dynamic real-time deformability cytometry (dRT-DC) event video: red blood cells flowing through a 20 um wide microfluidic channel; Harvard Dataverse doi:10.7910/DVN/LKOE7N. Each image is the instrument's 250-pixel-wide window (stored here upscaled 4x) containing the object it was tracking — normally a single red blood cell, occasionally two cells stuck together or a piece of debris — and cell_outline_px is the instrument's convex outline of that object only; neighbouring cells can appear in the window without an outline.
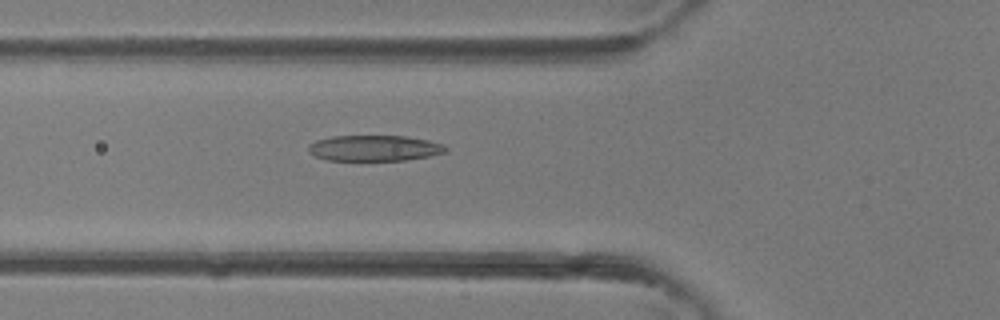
{"species": "common noctule bat (a hibernating species)", "species_latin": "Nyctalus noctula", "temperature_condition": "room temperature", "stored_images_in_passage": 39, "camera_frame_rate_fps": 3000, "um_per_image_px": 0.085, "animal": {"sex": "female"}, "frame": {"image": 1, "passage_image": 14, "time_ms": 4.333, "image_size_px": [1000, 320], "cell_outline_px": [[448, 152], [428, 156], [404, 160], [328, 160], [316, 156], [308, 152], [308, 144], [316, 140], [332, 136], [408, 136], [428, 140], [444, 144], [448, 148]], "centroid_in_image_um": [31.84, 12.58], "position_along_channel_um": 94.0, "area_um2": 20.69}}
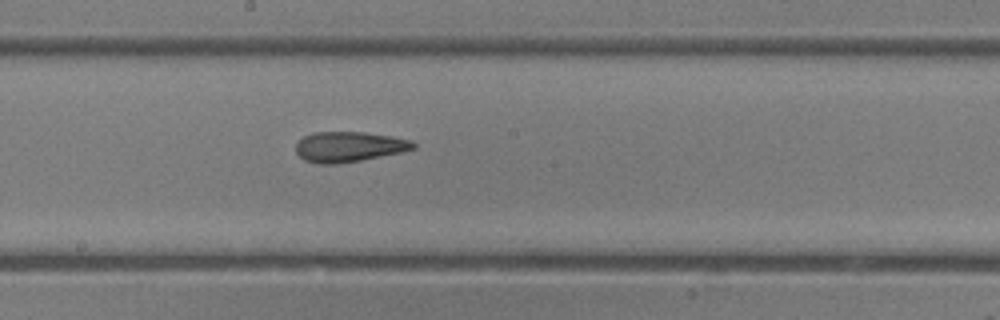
{"frame": {"image": 2, "passage_image": 21, "time_ms": 6.667, "image_size_px": [1000, 320], "cell_outline_px": [[416, 148], [400, 152], [360, 160], [336, 164], [316, 164], [304, 160], [296, 152], [296, 144], [304, 136], [312, 132], [364, 132], [392, 136], [412, 140], [416, 144]], "centroid_in_image_um": [29.65, 12.47], "position_along_channel_um": 218.6, "area_um2": 20.69}}
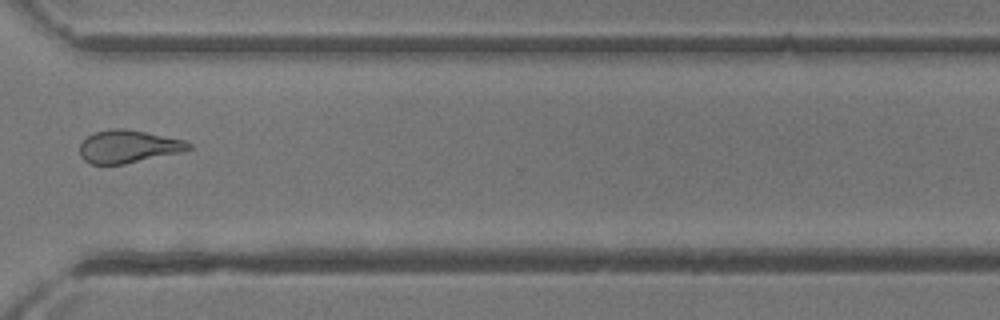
{"frame": {"image": 3, "passage_image": 29, "time_ms": 9.333, "image_size_px": [1000, 320], "cell_outline_px": [[192, 148], [180, 152], [124, 164], [92, 164], [84, 160], [80, 156], [80, 144], [88, 136], [96, 132], [108, 128], [124, 128], [184, 140], [192, 144]], "centroid_in_image_um": [10.88, 12.45], "position_along_channel_um": 359.7, "area_um2": 20.58}}